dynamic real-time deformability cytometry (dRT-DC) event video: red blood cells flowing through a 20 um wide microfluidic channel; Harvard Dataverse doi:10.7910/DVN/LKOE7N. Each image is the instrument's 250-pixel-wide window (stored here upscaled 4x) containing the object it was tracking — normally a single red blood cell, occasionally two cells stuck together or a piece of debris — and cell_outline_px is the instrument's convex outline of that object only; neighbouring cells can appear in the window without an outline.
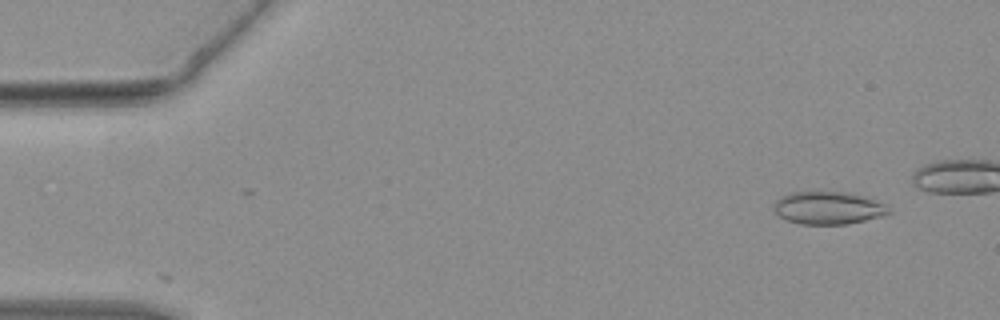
{"species": "common noctule bat (a hibernating species)", "species_latin": "Nyctalus noctula", "temperature_condition": "warm", "stored_images_in_passage": 38, "camera_frame_rate_fps": 3000, "um_per_image_px": 0.085, "animal": {"sex": "female", "body_mass_g": 19.3, "forearm_length_mm": 54.1}, "frame": {"image": 1, "passage_image": 3, "time_ms": 0.667, "image_size_px": [1000, 320], "cell_outline_px": [[892, 212], [888, 216], [848, 224], [800, 224], [784, 220], [772, 208], [776, 200], [780, 196], [792, 192], [844, 192], [864, 196], [888, 204]], "centroid_in_image_um": [70.46, 17.68], "position_along_channel_um": 14.5, "area_um2": 22.37}}
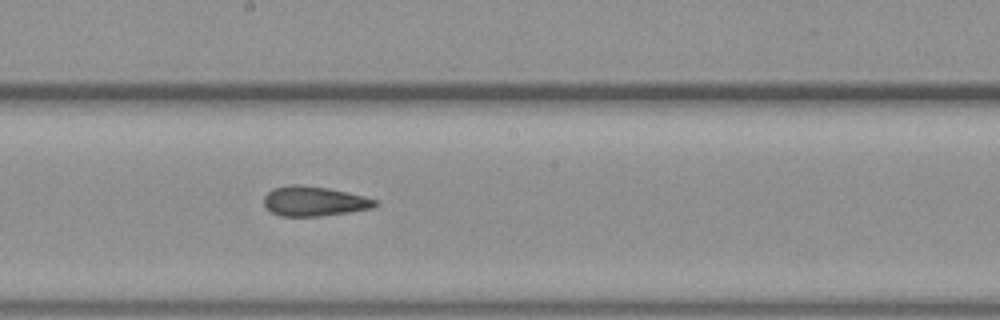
{"frame": {"image": 2, "passage_image": 24, "time_ms": 7.667, "image_size_px": [1000, 320], "cell_outline_px": [[380, 204], [372, 208], [348, 212], [320, 216], [280, 216], [272, 212], [264, 204], [264, 196], [272, 188], [292, 184], [296, 184], [328, 188], [348, 192], [380, 200]], "centroid_in_image_um": [26.74, 17.1], "position_along_channel_um": 221.5, "area_um2": 19.36}}
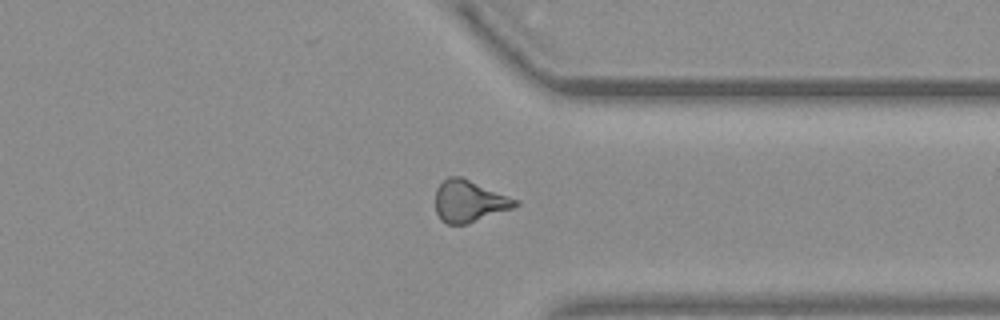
{"frame": {"image": 3, "passage_image": 34, "time_ms": 11.0, "image_size_px": [1000, 320], "cell_outline_px": [[520, 204], [512, 208], [468, 224], [448, 224], [440, 220], [436, 212], [436, 188], [448, 176], [460, 176], [520, 200]], "centroid_in_image_um": [39.89, 17.1], "position_along_channel_um": 371.5, "area_um2": 19.48}}